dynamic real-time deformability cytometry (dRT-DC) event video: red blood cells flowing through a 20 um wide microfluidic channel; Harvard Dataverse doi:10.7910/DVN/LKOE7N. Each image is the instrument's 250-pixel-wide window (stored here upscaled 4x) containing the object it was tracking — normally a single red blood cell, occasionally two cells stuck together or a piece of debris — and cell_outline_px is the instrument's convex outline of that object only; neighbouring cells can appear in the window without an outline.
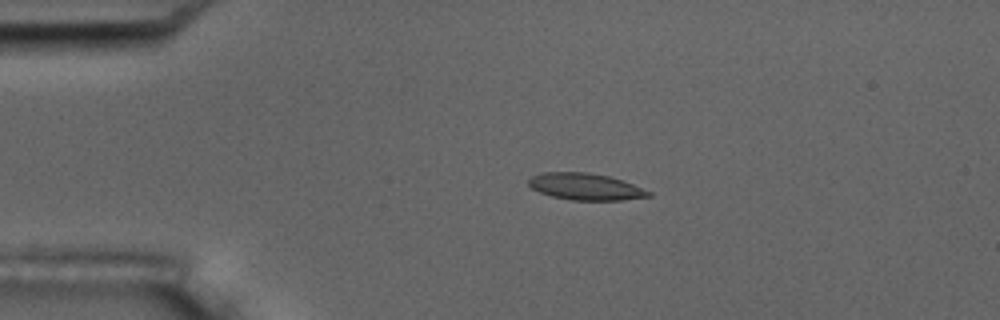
{"species": "common noctule bat (a hibernating species)", "species_latin": "Nyctalus noctula", "temperature_condition": "room temperature", "stored_images_in_passage": 3, "camera_frame_rate_fps": 3000, "um_per_image_px": 0.085, "animal": {"sex": "male", "body_mass_g": 17.5, "forearm_length_mm": 52.3}, "frame": {"image": 1, "passage_image": 2, "time_ms": 1.333, "image_size_px": [1000, 320], "cell_outline_px": [[652, 196], [620, 200], [572, 200], [552, 196], [540, 192], [532, 188], [528, 184], [528, 180], [532, 176], [544, 172], [588, 172], [608, 176], [632, 184], [652, 192]], "centroid_in_image_um": [49.76, 15.86], "position_along_channel_um": 35.2, "area_um2": 18.5}}